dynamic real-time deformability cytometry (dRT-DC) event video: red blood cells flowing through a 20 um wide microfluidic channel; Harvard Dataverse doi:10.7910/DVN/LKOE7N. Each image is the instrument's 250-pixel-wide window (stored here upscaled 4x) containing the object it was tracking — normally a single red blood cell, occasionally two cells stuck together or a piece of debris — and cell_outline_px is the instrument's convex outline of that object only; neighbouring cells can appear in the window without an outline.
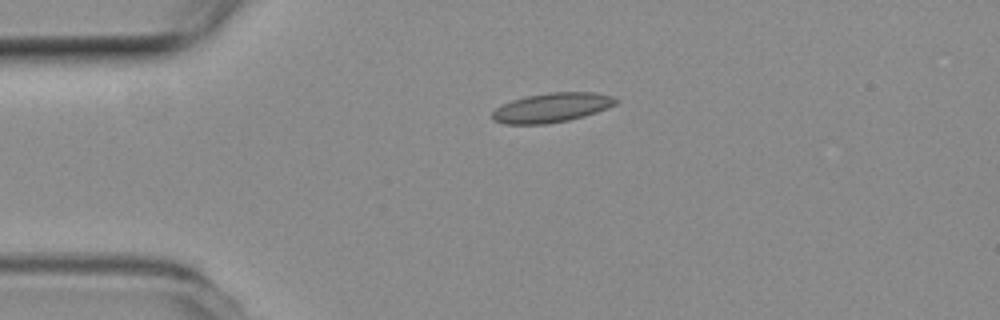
{"species": "common noctule bat (a hibernating species)", "species_latin": "Nyctalus noctula", "temperature_condition": "room temperature", "stored_images_in_passage": 43, "camera_frame_rate_fps": 3000, "um_per_image_px": 0.085, "animal": {"sex": "female", "body_mass_g": 19.3, "forearm_length_mm": 54.1}, "frame": {"image": 1, "passage_image": 1, "time_ms": 0.0, "image_size_px": [1000, 320], "cell_outline_px": [[620, 100], [616, 104], [596, 112], [584, 116], [568, 120], [548, 124], [504, 124], [492, 120], [492, 112], [496, 108], [512, 100], [528, 96], [548, 92], [596, 92], [612, 96]], "centroid_in_image_um": [46.91, 9.15], "position_along_channel_um": 38.1, "area_um2": 21.15}}
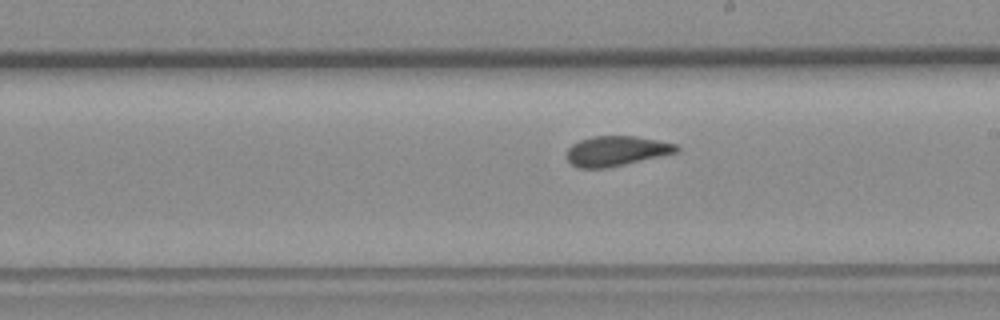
{"frame": {"image": 2, "passage_image": 19, "time_ms": 6.0, "image_size_px": [1000, 320], "cell_outline_px": [[680, 148], [676, 152], [624, 164], [604, 168], [580, 168], [572, 164], [568, 160], [568, 148], [572, 144], [580, 140], [592, 136], [636, 136], [676, 144]], "centroid_in_image_um": [52.36, 12.82], "position_along_channel_um": 236.6, "area_um2": 18.79}}
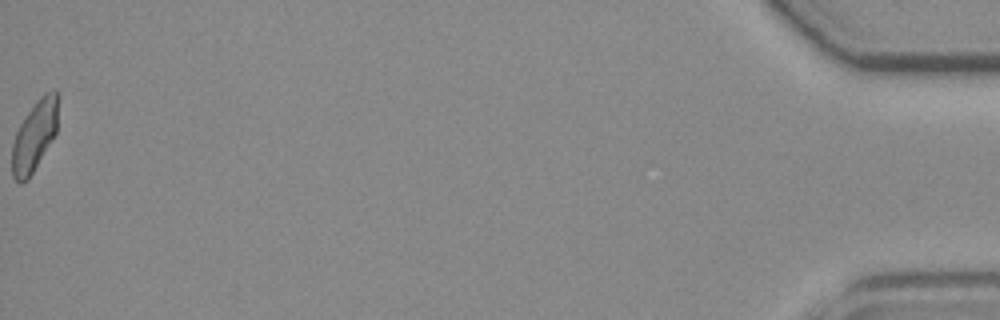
{"frame": {"image": 3, "passage_image": 43, "time_ms": 14.0, "image_size_px": [1000, 320], "cell_outline_px": [[60, 96], [56, 132], [28, 180], [20, 184], [12, 176], [12, 144], [16, 132], [20, 124], [36, 100], [44, 92], [52, 88], [56, 88]], "centroid_in_image_um": [2.96, 11.47], "position_along_channel_um": 432.2, "area_um2": 19.19}, "authors_computed_cell_mechanics": {"area_um2": 19.363, "velocity_mm_per_s": 3.8095, "shape_relaxation_time_tau1_ms": 5.8192, "shape_relaxation_time_tau2_ms": 1.0253, "deformation_change_tau1": 0.1609, "deformation_change_tau2": 0.083}}